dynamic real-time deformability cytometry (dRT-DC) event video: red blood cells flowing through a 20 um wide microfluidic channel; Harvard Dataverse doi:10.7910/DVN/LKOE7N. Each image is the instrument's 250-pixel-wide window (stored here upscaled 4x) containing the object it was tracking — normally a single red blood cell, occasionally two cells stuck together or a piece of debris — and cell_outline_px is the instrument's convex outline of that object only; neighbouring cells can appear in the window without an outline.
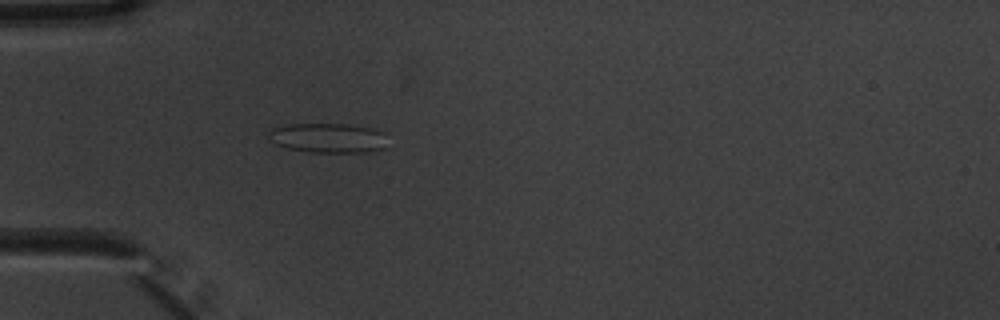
{"species": "common noctule bat (a hibernating species)", "species_latin": "Nyctalus noctula", "temperature_condition": "warm", "stored_images_in_passage": 2, "camera_frame_rate_fps": 3000, "um_per_image_px": 0.085, "animal": {"sex": "male", "body_mass_g": 20.1, "forearm_length_mm": 53.5}, "frame": {"image": 1, "passage_image": 2, "time_ms": 0.333, "image_size_px": [1000, 320], "cell_outline_px": [[384, 148], [364, 152], [308, 152], [288, 148], [276, 144], [268, 136], [268, 132], [272, 128], [288, 124], [348, 124], [372, 128], [384, 132]], "centroid_in_image_um": [27.86, 11.72], "position_along_channel_um": 57.1, "area_um2": 20.4}}